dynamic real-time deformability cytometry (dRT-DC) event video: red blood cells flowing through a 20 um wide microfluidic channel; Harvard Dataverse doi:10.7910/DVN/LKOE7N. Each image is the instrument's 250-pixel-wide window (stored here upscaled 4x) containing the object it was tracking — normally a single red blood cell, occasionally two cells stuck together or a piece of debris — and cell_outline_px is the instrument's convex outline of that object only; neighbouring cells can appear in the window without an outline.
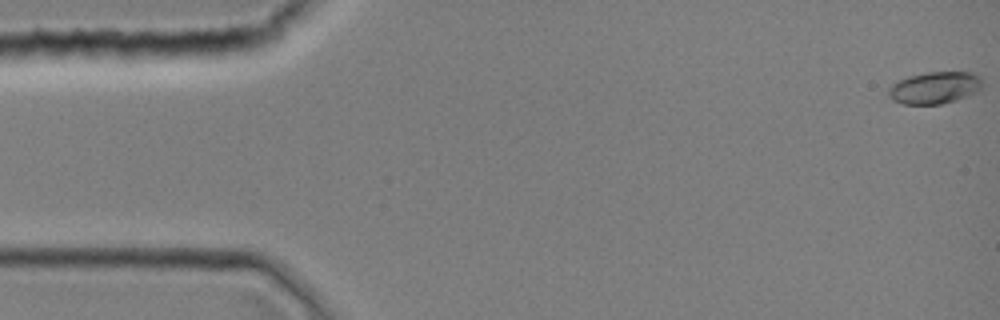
{"species": "common noctule bat (a hibernating species)", "species_latin": "Nyctalus noctula", "temperature_condition": "room temperature", "stored_images_in_passage": 9, "camera_frame_rate_fps": 3000, "um_per_image_px": 0.085, "animal": {"sex": "female", "body_mass_g": 19.0, "forearm_length_mm": 51.5}, "frame": {"image": 1, "passage_image": 1, "time_ms": 0.0, "image_size_px": [1000, 320], "cell_outline_px": [[984, 84], [980, 92], [956, 100], [940, 104], [904, 104], [892, 100], [888, 96], [888, 88], [896, 80], [908, 76], [928, 72], [972, 72], [980, 76]], "centroid_in_image_um": [79.48, 7.45], "position_along_channel_um": 5.5, "area_um2": 17.92}}